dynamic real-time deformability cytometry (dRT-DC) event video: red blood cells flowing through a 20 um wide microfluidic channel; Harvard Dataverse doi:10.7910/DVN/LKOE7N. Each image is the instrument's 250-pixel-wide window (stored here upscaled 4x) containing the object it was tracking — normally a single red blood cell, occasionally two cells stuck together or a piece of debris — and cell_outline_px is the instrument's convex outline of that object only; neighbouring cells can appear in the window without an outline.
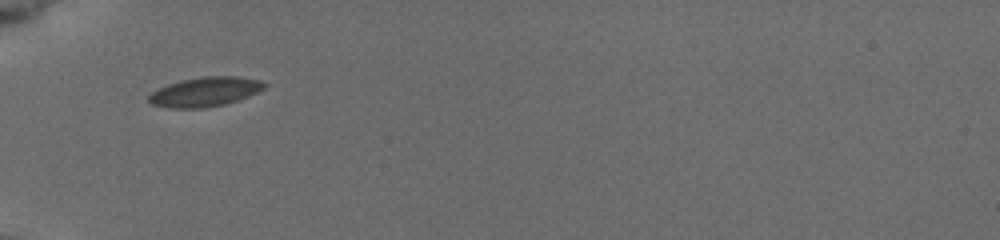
{"species": "common noctule bat (a hibernating species)", "species_latin": "Nyctalus noctula", "temperature_condition": "cold", "stored_images_in_passage": 10, "camera_frame_rate_fps": 3000, "um_per_image_px": 0.085, "animal": {"sex": "female", "body_mass_g": 19.5, "forearm_length_mm": 54.1}, "frame": {"image": 1, "passage_image": 1, "time_ms": 0.0, "image_size_px": [1000, 240], "cell_outline_px": [[268, 84], [264, 88], [248, 96], [224, 104], [204, 108], [168, 108], [152, 104], [148, 100], [148, 96], [156, 88], [180, 80], [204, 76], [236, 76], [260, 80]], "centroid_in_image_um": [17.39, 7.8], "position_along_channel_um": 67.6, "area_um2": 19.83}}
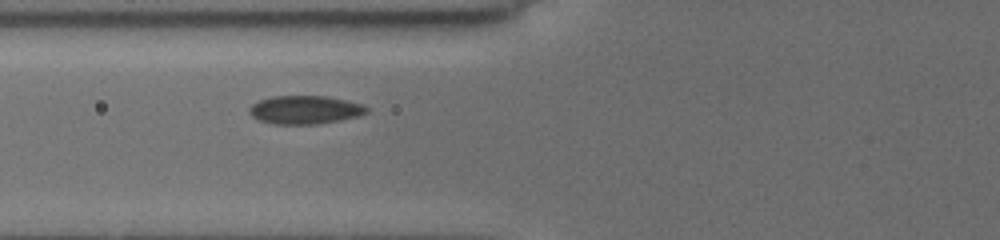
{"frame": {"image": 2, "passage_image": 7, "time_ms": 1.0, "image_size_px": [1000, 240], "cell_outline_px": [[368, 112], [360, 116], [320, 124], [272, 124], [256, 120], [248, 112], [248, 108], [252, 104], [260, 100], [272, 96], [328, 96], [348, 100], [364, 104], [368, 108]], "centroid_in_image_um": [25.93, 9.34], "position_along_channel_um": 99.9, "area_um2": 19.77}}